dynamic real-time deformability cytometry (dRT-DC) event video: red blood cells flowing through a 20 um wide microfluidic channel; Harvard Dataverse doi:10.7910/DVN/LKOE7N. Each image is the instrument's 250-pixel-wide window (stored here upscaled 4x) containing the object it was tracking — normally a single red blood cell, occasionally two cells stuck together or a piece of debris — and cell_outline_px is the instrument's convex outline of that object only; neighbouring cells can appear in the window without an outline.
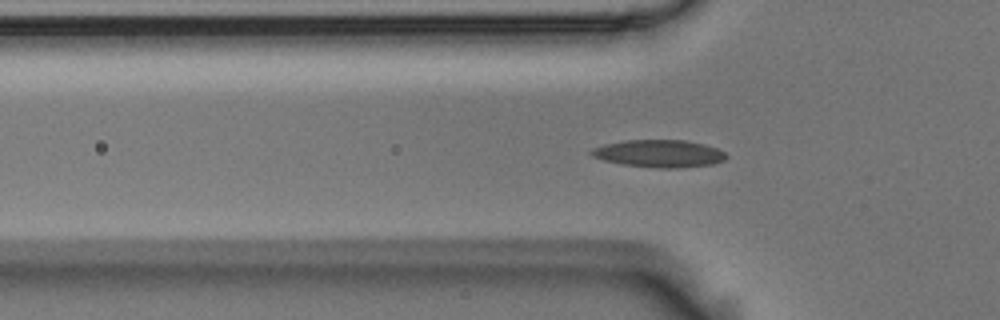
{"species": "Egyptian fruit bat (a non-hibernating species)", "species_latin": "Rousettus aegyptiacus", "temperature_condition": "room temperature", "stored_images_in_passage": 55, "camera_frame_rate_fps": 3000, "um_per_image_px": 0.085, "animal": {"sex": "male"}, "frame": {"image": 1, "passage_image": 17, "time_ms": 5.333, "image_size_px": [1000, 320], "cell_outline_px": [[728, 156], [724, 160], [712, 164], [676, 168], [660, 168], [624, 164], [604, 160], [592, 156], [588, 152], [592, 148], [604, 144], [624, 140], [684, 140], [704, 144], [716, 148], [724, 152]], "centroid_in_image_um": [56.01, 13.04], "position_along_channel_um": 69.8, "area_um2": 21.44}}
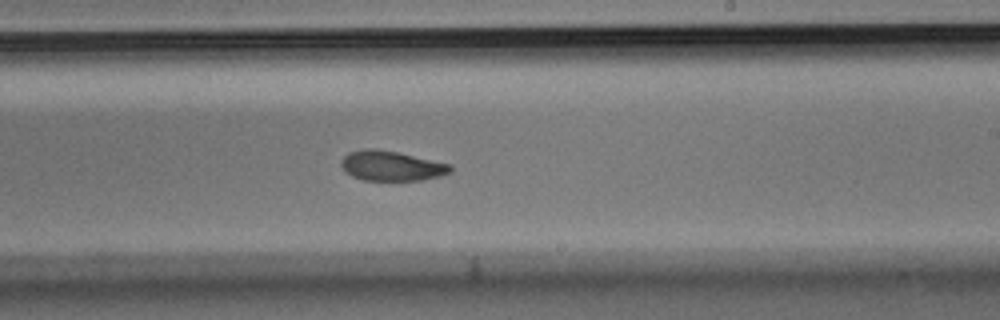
{"frame": {"image": 2, "passage_image": 32, "time_ms": 10.333, "image_size_px": [1000, 320], "cell_outline_px": [[452, 172], [440, 176], [424, 180], [364, 180], [352, 176], [344, 172], [340, 164], [340, 160], [348, 152], [368, 148], [372, 148], [396, 152], [452, 164]], "centroid_in_image_um": [33.26, 14.1], "position_along_channel_um": 255.7, "area_um2": 19.13}}
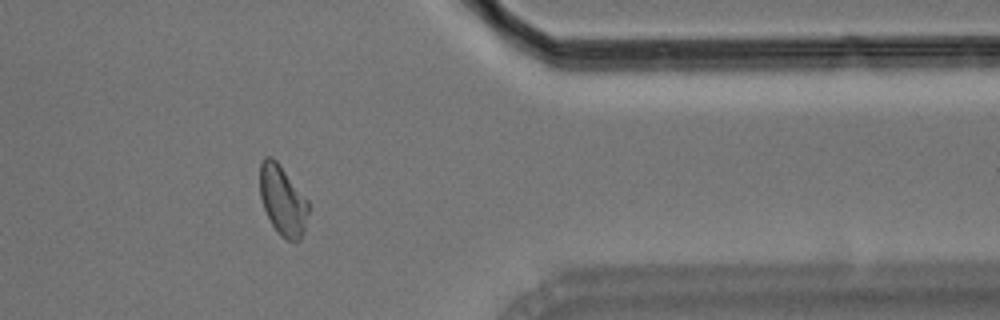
{"frame": {"image": 3, "passage_image": 44, "time_ms": 14.333, "image_size_px": [1000, 320], "cell_outline_px": [[308, 212], [304, 232], [300, 240], [288, 240], [280, 236], [272, 224], [264, 208], [260, 196], [260, 160], [264, 156], [272, 156], [280, 164], [308, 200]], "centroid_in_image_um": [24.02, 17.0], "position_along_channel_um": 387.4, "area_um2": 19.77}, "authors_computed_cell_mechanics": {"area_um2": 19.8254, "velocity_mm_per_s": 3.6988, "shape_relaxation_time_tau1_ms": 5.889, "shape_relaxation_time_tau2_ms": 3.2685, "deformation_change_tau1": 0.1707, "deformation_change_tau2": 0.0859}}